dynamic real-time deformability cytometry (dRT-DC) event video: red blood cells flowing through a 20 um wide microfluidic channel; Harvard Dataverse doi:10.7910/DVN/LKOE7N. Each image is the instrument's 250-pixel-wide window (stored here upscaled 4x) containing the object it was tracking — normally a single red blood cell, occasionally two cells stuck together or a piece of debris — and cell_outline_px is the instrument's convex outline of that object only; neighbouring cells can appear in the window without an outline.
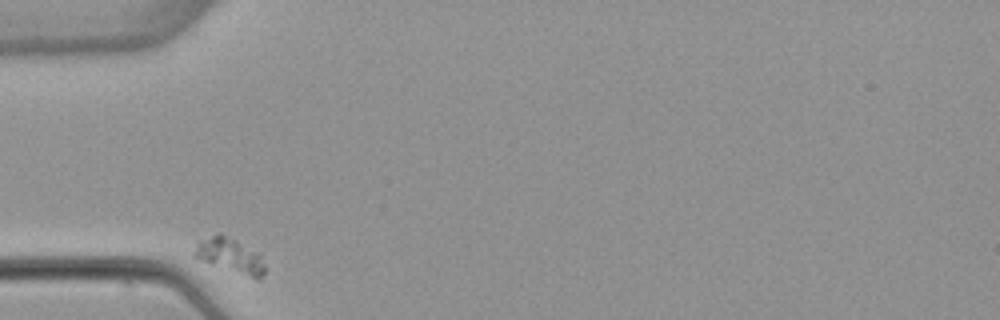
{"species": "common noctule bat (a hibernating species)", "species_latin": "Nyctalus noctula", "temperature_condition": "warm", "stored_images_in_passage": 32, "camera_frame_rate_fps": 3000, "um_per_image_px": 0.085, "animal": {"sex": "female", "body_mass_g": 22.7, "forearm_length_mm": 54.2}, "frame": {"image": 1, "passage_image": 1, "time_ms": 0.0, "image_size_px": [1000, 320], "cell_outline_px": [[264, 272], [260, 280], [256, 280], [212, 264], [192, 256], [192, 252], [200, 240], [220, 232], [236, 240], [260, 256], [264, 264]], "centroid_in_image_um": [19.53, 21.74], "position_along_channel_um": 65.5, "area_um2": 13.99}}
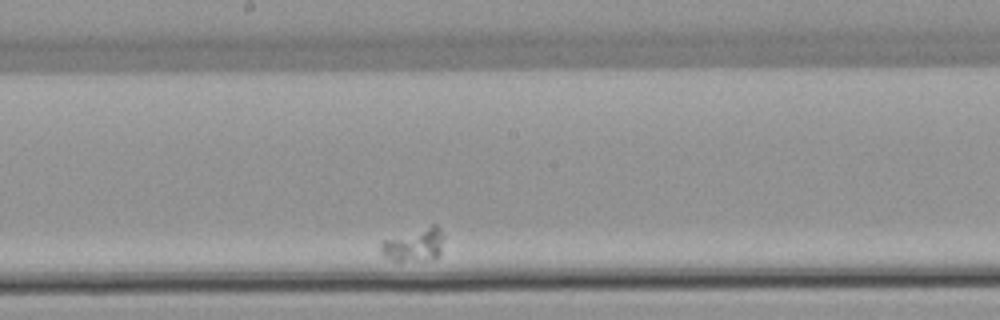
{"frame": {"image": 2, "passage_image": 17, "time_ms": 5.333, "image_size_px": [1000, 320], "cell_outline_px": [[444, 236], [440, 256], [436, 260], [392, 260], [384, 256], [380, 252], [380, 244], [384, 240], [432, 224], [436, 224]], "centroid_in_image_um": [35.25, 20.81], "position_along_channel_um": 213.0, "area_um2": 12.25}}
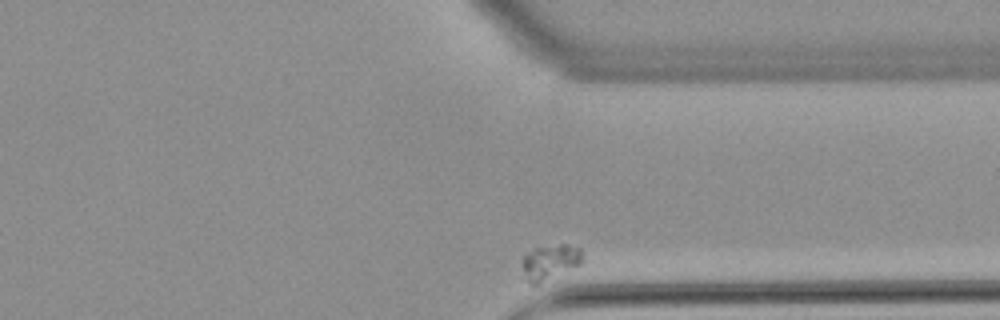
{"frame": {"image": 3, "passage_image": 32, "time_ms": 10.333, "image_size_px": [1000, 320], "cell_outline_px": [[584, 260], [580, 264], [532, 288], [524, 280], [520, 264], [524, 256], [532, 248], [560, 244], [568, 244], [580, 248]], "centroid_in_image_um": [46.68, 22.32], "position_along_channel_um": 364.7, "area_um2": 12.95}}